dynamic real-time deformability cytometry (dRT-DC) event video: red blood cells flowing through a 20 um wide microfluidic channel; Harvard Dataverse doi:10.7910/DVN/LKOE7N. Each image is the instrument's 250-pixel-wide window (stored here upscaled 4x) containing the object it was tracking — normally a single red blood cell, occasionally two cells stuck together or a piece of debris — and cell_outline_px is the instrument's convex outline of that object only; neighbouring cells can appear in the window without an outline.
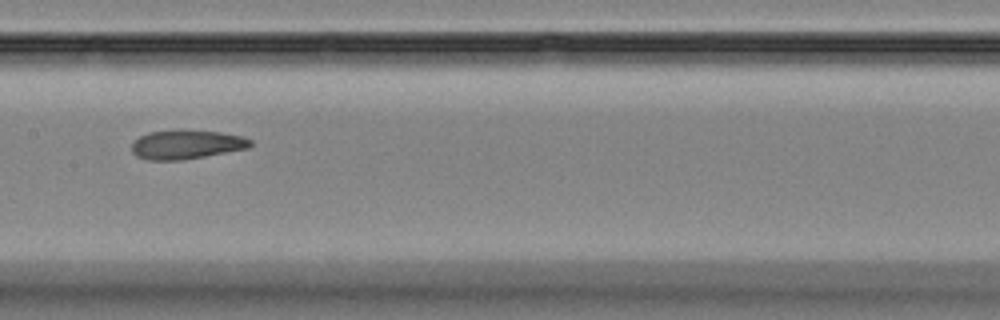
{"species": "Egyptian fruit bat (a non-hibernating species)", "species_latin": "Rousettus aegyptiacus", "temperature_condition": "room temperature", "stored_images_in_passage": 9, "camera_frame_rate_fps": 3000, "um_per_image_px": 0.085, "animal": {"sex": "female"}, "frame": {"image": 1, "passage_image": 8, "time_ms": 8.0, "image_size_px": [1000, 320], "cell_outline_px": [[252, 144], [248, 148], [204, 156], [180, 160], [148, 160], [136, 156], [132, 152], [132, 144], [140, 136], [148, 132], [180, 128], [220, 132], [244, 136], [252, 140]], "centroid_in_image_um": [15.84, 12.25], "position_along_channel_um": 191.6, "area_um2": 20.4}}
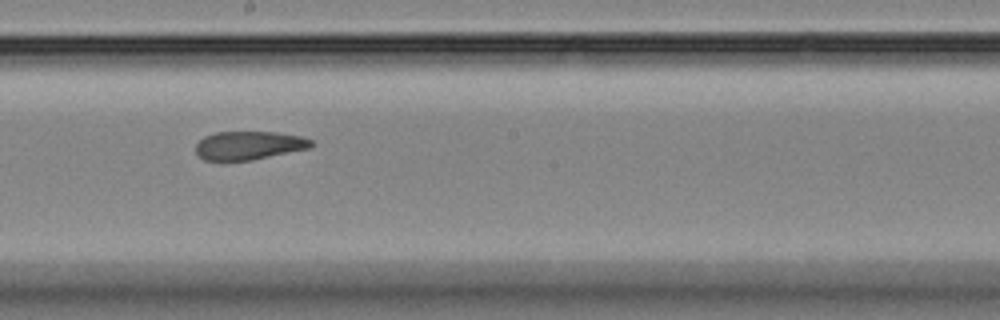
{"frame": {"image": 2, "passage_image": 9, "time_ms": 9.0, "image_size_px": [1000, 320], "cell_outline_px": [[312, 144], [308, 148], [252, 160], [204, 160], [196, 152], [196, 144], [204, 136], [216, 132], [276, 132], [300, 136], [312, 140]], "centroid_in_image_um": [21.13, 12.35], "position_along_channel_um": 227.1, "area_um2": 18.9}}